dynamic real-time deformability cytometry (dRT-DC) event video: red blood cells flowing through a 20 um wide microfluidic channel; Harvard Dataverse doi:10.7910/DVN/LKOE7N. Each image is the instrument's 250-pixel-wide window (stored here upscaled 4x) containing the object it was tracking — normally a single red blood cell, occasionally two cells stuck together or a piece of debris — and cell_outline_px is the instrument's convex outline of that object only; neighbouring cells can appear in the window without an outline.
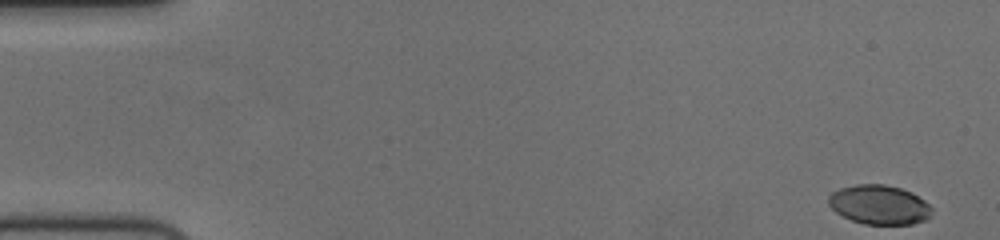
{"species": "human", "species_latin": "Homo sapiens", "temperature_condition": "cold", "stored_images_in_passage": 55, "camera_frame_rate_fps": 3000, "um_per_image_px": 0.085, "donor": {"sex": "female"}, "frame": {"image": 1, "passage_image": 1, "time_ms": 0.0, "image_size_px": [1000, 240], "cell_outline_px": [[932, 212], [924, 220], [912, 224], [864, 224], [852, 220], [836, 212], [828, 204], [828, 196], [832, 192], [840, 188], [856, 184], [884, 184], [900, 188], [912, 192], [924, 200], [932, 208]], "centroid_in_image_um": [74.72, 17.39], "position_along_channel_um": 10.3, "area_um2": 23.58}}
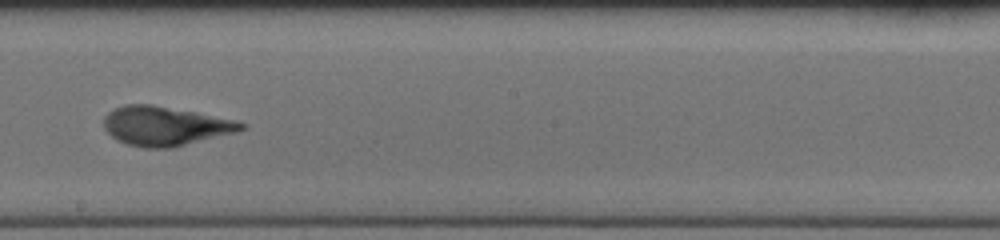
{"frame": {"image": 2, "passage_image": 31, "time_ms": 10.0, "image_size_px": [1000, 240], "cell_outline_px": [[248, 124], [244, 128], [236, 132], [172, 148], [144, 148], [128, 144], [116, 140], [104, 128], [104, 116], [108, 112], [124, 104], [152, 104], [196, 112], [232, 120]], "centroid_in_image_um": [14.0, 10.71], "position_along_channel_um": 234.2, "area_um2": 31.21}}
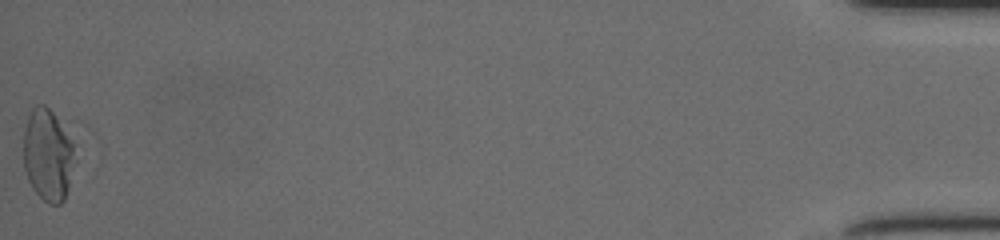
{"frame": {"image": 3, "passage_image": 55, "time_ms": 18.0, "image_size_px": [1000, 240], "cell_outline_px": [[76, 160], [64, 200], [60, 204], [48, 204], [32, 188], [28, 180], [24, 168], [24, 128], [28, 116], [32, 108], [36, 104], [44, 104], [52, 112], [72, 140]], "centroid_in_image_um": [4.06, 13.18], "position_along_channel_um": 431.1, "area_um2": 27.51}, "authors_computed_cell_mechanics": {"area_um2": 27.6862, "velocity_mm_per_s": 3.7068, "shape_relaxation_time_tau1_ms": 2.9164, "shape_relaxation_time_tau2_ms": 1.7664, "deformation_change_tau1": 0.1624, "deformation_change_tau2": 0.0952}}